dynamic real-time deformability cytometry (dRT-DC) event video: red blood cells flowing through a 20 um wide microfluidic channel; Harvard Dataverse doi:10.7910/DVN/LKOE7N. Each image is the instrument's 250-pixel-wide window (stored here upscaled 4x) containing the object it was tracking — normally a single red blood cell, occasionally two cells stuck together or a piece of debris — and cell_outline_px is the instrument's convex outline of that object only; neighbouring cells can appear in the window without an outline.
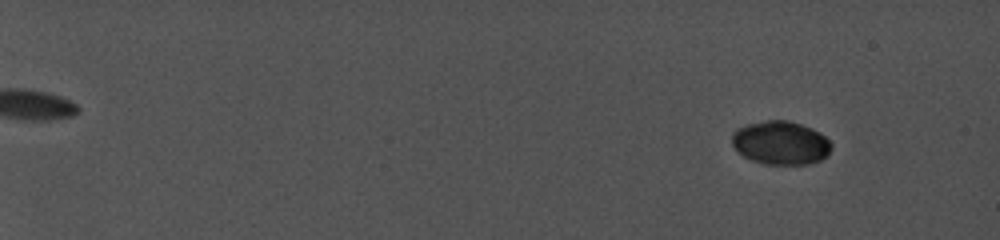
{"species": "common noctule bat (a hibernating species)", "species_latin": "Nyctalus noctula", "temperature_condition": "cold", "stored_images_in_passage": 33, "camera_frame_rate_fps": 5000, "um_per_image_px": 0.085, "animal": {"sex": "female", "body_mass_g": 19.0, "forearm_length_mm": 56.7}, "frame": {"image": 1, "passage_image": 7, "time_ms": 2.2, "image_size_px": [1000, 240], "cell_outline_px": [[832, 148], [820, 160], [808, 164], [764, 164], [752, 160], [736, 152], [732, 144], [732, 132], [736, 128], [748, 124], [768, 120], [788, 120], [812, 128], [820, 132], [832, 144]], "centroid_in_image_um": [66.32, 12.14], "position_along_channel_um": 18.7, "area_um2": 25.26}}
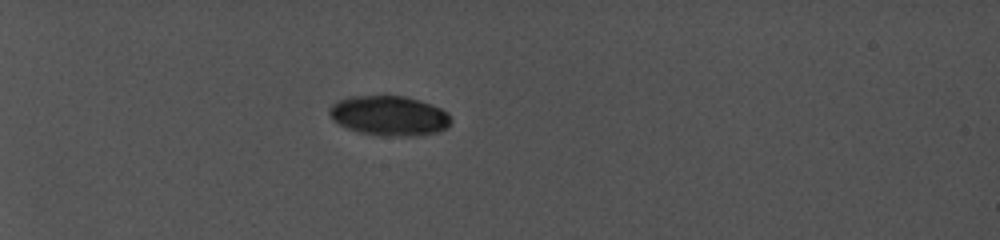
{"frame": {"image": 2, "passage_image": 22, "time_ms": 7.4, "image_size_px": [1000, 240], "cell_outline_px": [[452, 120], [448, 128], [440, 132], [420, 136], [380, 136], [360, 132], [344, 128], [332, 120], [328, 112], [328, 108], [332, 104], [340, 100], [352, 96], [404, 96], [420, 100], [432, 104], [448, 112]], "centroid_in_image_um": [33.11, 9.85], "position_along_channel_um": 51.9, "area_um2": 28.73}}
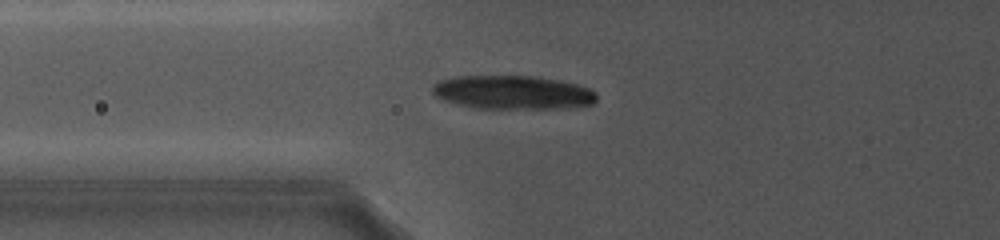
{"frame": {"image": 3, "passage_image": 33, "time_ms": 9.8, "image_size_px": [1000, 240], "cell_outline_px": [[596, 100], [592, 104], [572, 108], [472, 108], [456, 104], [444, 100], [436, 96], [432, 92], [432, 84], [440, 80], [452, 76], [536, 76], [560, 80], [592, 88], [596, 92]], "centroid_in_image_um": [43.59, 7.85], "position_along_channel_um": 82.2, "area_um2": 32.6}}